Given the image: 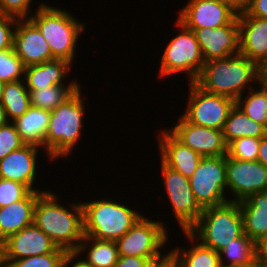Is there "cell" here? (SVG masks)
<instances>
[{"instance_id":"4","label":"cell","mask_w":267,"mask_h":267,"mask_svg":"<svg viewBox=\"0 0 267 267\" xmlns=\"http://www.w3.org/2000/svg\"><path fill=\"white\" fill-rule=\"evenodd\" d=\"M111 197H100L81 201L83 208V232L103 241L116 242L124 236L144 214L139 209ZM83 202V203H82ZM136 208V209H135ZM140 211V212H139Z\"/></svg>"},{"instance_id":"7","label":"cell","mask_w":267,"mask_h":267,"mask_svg":"<svg viewBox=\"0 0 267 267\" xmlns=\"http://www.w3.org/2000/svg\"><path fill=\"white\" fill-rule=\"evenodd\" d=\"M174 26L177 34L169 38L164 51L160 55V66L158 67L159 80L166 79L173 75H186L189 82H195L201 74L205 61L194 32L187 28L178 19ZM161 77V78H160Z\"/></svg>"},{"instance_id":"21","label":"cell","mask_w":267,"mask_h":267,"mask_svg":"<svg viewBox=\"0 0 267 267\" xmlns=\"http://www.w3.org/2000/svg\"><path fill=\"white\" fill-rule=\"evenodd\" d=\"M73 65L66 60L54 59L38 65L25 67L24 81L28 91L39 90L53 85L79 83L77 77L69 76ZM69 77V79H67ZM69 80V81H68ZM67 81V82H66Z\"/></svg>"},{"instance_id":"12","label":"cell","mask_w":267,"mask_h":267,"mask_svg":"<svg viewBox=\"0 0 267 267\" xmlns=\"http://www.w3.org/2000/svg\"><path fill=\"white\" fill-rule=\"evenodd\" d=\"M226 182L228 200L241 202L256 192L267 191V167L258 160L244 161L226 155Z\"/></svg>"},{"instance_id":"2","label":"cell","mask_w":267,"mask_h":267,"mask_svg":"<svg viewBox=\"0 0 267 267\" xmlns=\"http://www.w3.org/2000/svg\"><path fill=\"white\" fill-rule=\"evenodd\" d=\"M81 86L64 103L58 105L50 112V120L44 140V151L47 153L49 163L58 162L62 158L72 157L74 148L78 146L86 127L85 94ZM58 159V160H57Z\"/></svg>"},{"instance_id":"3","label":"cell","mask_w":267,"mask_h":267,"mask_svg":"<svg viewBox=\"0 0 267 267\" xmlns=\"http://www.w3.org/2000/svg\"><path fill=\"white\" fill-rule=\"evenodd\" d=\"M259 67L241 53L205 62L195 83L204 91L234 100L258 84Z\"/></svg>"},{"instance_id":"49","label":"cell","mask_w":267,"mask_h":267,"mask_svg":"<svg viewBox=\"0 0 267 267\" xmlns=\"http://www.w3.org/2000/svg\"><path fill=\"white\" fill-rule=\"evenodd\" d=\"M156 267H175L170 260H168L166 263H163L159 266H156Z\"/></svg>"},{"instance_id":"45","label":"cell","mask_w":267,"mask_h":267,"mask_svg":"<svg viewBox=\"0 0 267 267\" xmlns=\"http://www.w3.org/2000/svg\"><path fill=\"white\" fill-rule=\"evenodd\" d=\"M258 84L267 93V67L266 66L259 67Z\"/></svg>"},{"instance_id":"37","label":"cell","mask_w":267,"mask_h":267,"mask_svg":"<svg viewBox=\"0 0 267 267\" xmlns=\"http://www.w3.org/2000/svg\"><path fill=\"white\" fill-rule=\"evenodd\" d=\"M23 145L25 143L21 140L13 122L9 121L0 127V160Z\"/></svg>"},{"instance_id":"24","label":"cell","mask_w":267,"mask_h":267,"mask_svg":"<svg viewBox=\"0 0 267 267\" xmlns=\"http://www.w3.org/2000/svg\"><path fill=\"white\" fill-rule=\"evenodd\" d=\"M244 233L258 246L267 239V191L256 192L240 202Z\"/></svg>"},{"instance_id":"47","label":"cell","mask_w":267,"mask_h":267,"mask_svg":"<svg viewBox=\"0 0 267 267\" xmlns=\"http://www.w3.org/2000/svg\"><path fill=\"white\" fill-rule=\"evenodd\" d=\"M8 122L9 120L6 115V111L4 107L2 106V104L0 103V127Z\"/></svg>"},{"instance_id":"17","label":"cell","mask_w":267,"mask_h":267,"mask_svg":"<svg viewBox=\"0 0 267 267\" xmlns=\"http://www.w3.org/2000/svg\"><path fill=\"white\" fill-rule=\"evenodd\" d=\"M205 62L239 54L238 16L229 24L211 29L192 30Z\"/></svg>"},{"instance_id":"27","label":"cell","mask_w":267,"mask_h":267,"mask_svg":"<svg viewBox=\"0 0 267 267\" xmlns=\"http://www.w3.org/2000/svg\"><path fill=\"white\" fill-rule=\"evenodd\" d=\"M222 131L227 145L245 136L262 138L267 135V128L250 119L236 104L231 109Z\"/></svg>"},{"instance_id":"16","label":"cell","mask_w":267,"mask_h":267,"mask_svg":"<svg viewBox=\"0 0 267 267\" xmlns=\"http://www.w3.org/2000/svg\"><path fill=\"white\" fill-rule=\"evenodd\" d=\"M177 15L187 28L196 30L225 26L238 16V12L218 0H188Z\"/></svg>"},{"instance_id":"44","label":"cell","mask_w":267,"mask_h":267,"mask_svg":"<svg viewBox=\"0 0 267 267\" xmlns=\"http://www.w3.org/2000/svg\"><path fill=\"white\" fill-rule=\"evenodd\" d=\"M220 267H264L260 256L258 255L252 262L232 264V265H221Z\"/></svg>"},{"instance_id":"26","label":"cell","mask_w":267,"mask_h":267,"mask_svg":"<svg viewBox=\"0 0 267 267\" xmlns=\"http://www.w3.org/2000/svg\"><path fill=\"white\" fill-rule=\"evenodd\" d=\"M91 267H115L119 254L116 242L84 236L74 252Z\"/></svg>"},{"instance_id":"32","label":"cell","mask_w":267,"mask_h":267,"mask_svg":"<svg viewBox=\"0 0 267 267\" xmlns=\"http://www.w3.org/2000/svg\"><path fill=\"white\" fill-rule=\"evenodd\" d=\"M25 66L13 48L0 50V80L8 83L23 80Z\"/></svg>"},{"instance_id":"22","label":"cell","mask_w":267,"mask_h":267,"mask_svg":"<svg viewBox=\"0 0 267 267\" xmlns=\"http://www.w3.org/2000/svg\"><path fill=\"white\" fill-rule=\"evenodd\" d=\"M42 192L31 191L25 198L0 207V244L12 234L34 223V209Z\"/></svg>"},{"instance_id":"41","label":"cell","mask_w":267,"mask_h":267,"mask_svg":"<svg viewBox=\"0 0 267 267\" xmlns=\"http://www.w3.org/2000/svg\"><path fill=\"white\" fill-rule=\"evenodd\" d=\"M63 267H91V266L86 264L74 252H72L66 255Z\"/></svg>"},{"instance_id":"23","label":"cell","mask_w":267,"mask_h":267,"mask_svg":"<svg viewBox=\"0 0 267 267\" xmlns=\"http://www.w3.org/2000/svg\"><path fill=\"white\" fill-rule=\"evenodd\" d=\"M181 234L188 242V246L179 243V245L172 247L171 250H167L169 251V260L175 267L221 266L219 252L201 244L188 231H183Z\"/></svg>"},{"instance_id":"8","label":"cell","mask_w":267,"mask_h":267,"mask_svg":"<svg viewBox=\"0 0 267 267\" xmlns=\"http://www.w3.org/2000/svg\"><path fill=\"white\" fill-rule=\"evenodd\" d=\"M161 219L149 218L143 214L131 229L116 241L119 256L147 258L156 266L169 260V251L165 248L171 233ZM169 232V233H168ZM164 252V254H163Z\"/></svg>"},{"instance_id":"14","label":"cell","mask_w":267,"mask_h":267,"mask_svg":"<svg viewBox=\"0 0 267 267\" xmlns=\"http://www.w3.org/2000/svg\"><path fill=\"white\" fill-rule=\"evenodd\" d=\"M47 253H68L58 248L34 223L9 236L0 244V261H14Z\"/></svg>"},{"instance_id":"20","label":"cell","mask_w":267,"mask_h":267,"mask_svg":"<svg viewBox=\"0 0 267 267\" xmlns=\"http://www.w3.org/2000/svg\"><path fill=\"white\" fill-rule=\"evenodd\" d=\"M156 138L159 159L166 166L190 178L197 169L202 156L183 145L165 127H162Z\"/></svg>"},{"instance_id":"46","label":"cell","mask_w":267,"mask_h":267,"mask_svg":"<svg viewBox=\"0 0 267 267\" xmlns=\"http://www.w3.org/2000/svg\"><path fill=\"white\" fill-rule=\"evenodd\" d=\"M259 256L264 267H267V239L259 245Z\"/></svg>"},{"instance_id":"42","label":"cell","mask_w":267,"mask_h":267,"mask_svg":"<svg viewBox=\"0 0 267 267\" xmlns=\"http://www.w3.org/2000/svg\"><path fill=\"white\" fill-rule=\"evenodd\" d=\"M257 160L267 167V135L260 138L259 153Z\"/></svg>"},{"instance_id":"1","label":"cell","mask_w":267,"mask_h":267,"mask_svg":"<svg viewBox=\"0 0 267 267\" xmlns=\"http://www.w3.org/2000/svg\"><path fill=\"white\" fill-rule=\"evenodd\" d=\"M50 190L43 191L37 198L34 224L52 239L58 248L68 253L75 252L84 237L81 201L72 202L69 199V203L67 201L62 204L59 194Z\"/></svg>"},{"instance_id":"19","label":"cell","mask_w":267,"mask_h":267,"mask_svg":"<svg viewBox=\"0 0 267 267\" xmlns=\"http://www.w3.org/2000/svg\"><path fill=\"white\" fill-rule=\"evenodd\" d=\"M239 51L258 67L267 64V18L238 13Z\"/></svg>"},{"instance_id":"10","label":"cell","mask_w":267,"mask_h":267,"mask_svg":"<svg viewBox=\"0 0 267 267\" xmlns=\"http://www.w3.org/2000/svg\"><path fill=\"white\" fill-rule=\"evenodd\" d=\"M188 98L181 114L188 122L203 127L223 130L235 100L204 91L195 82H189Z\"/></svg>"},{"instance_id":"30","label":"cell","mask_w":267,"mask_h":267,"mask_svg":"<svg viewBox=\"0 0 267 267\" xmlns=\"http://www.w3.org/2000/svg\"><path fill=\"white\" fill-rule=\"evenodd\" d=\"M258 255L259 246L245 233L219 251L221 265L252 262Z\"/></svg>"},{"instance_id":"5","label":"cell","mask_w":267,"mask_h":267,"mask_svg":"<svg viewBox=\"0 0 267 267\" xmlns=\"http://www.w3.org/2000/svg\"><path fill=\"white\" fill-rule=\"evenodd\" d=\"M28 19L44 36L52 56L55 59L66 60L74 66L78 42L86 32L87 24L64 7L53 4L37 9Z\"/></svg>"},{"instance_id":"36","label":"cell","mask_w":267,"mask_h":267,"mask_svg":"<svg viewBox=\"0 0 267 267\" xmlns=\"http://www.w3.org/2000/svg\"><path fill=\"white\" fill-rule=\"evenodd\" d=\"M32 3L33 0H0V13L24 19L28 18L37 9L47 5L46 2L41 1V3L38 2V7L36 6L33 9L34 5Z\"/></svg>"},{"instance_id":"13","label":"cell","mask_w":267,"mask_h":267,"mask_svg":"<svg viewBox=\"0 0 267 267\" xmlns=\"http://www.w3.org/2000/svg\"><path fill=\"white\" fill-rule=\"evenodd\" d=\"M173 127H165L183 145L190 147L202 157L227 155V144L223 131L188 122L182 115L177 116Z\"/></svg>"},{"instance_id":"15","label":"cell","mask_w":267,"mask_h":267,"mask_svg":"<svg viewBox=\"0 0 267 267\" xmlns=\"http://www.w3.org/2000/svg\"><path fill=\"white\" fill-rule=\"evenodd\" d=\"M39 152L45 154L43 157H48L44 149L32 144H25L12 151L0 160V178L19 182L31 191H46L47 189L38 188L39 183L36 182L39 179L38 173L41 172L38 170V161L42 157Z\"/></svg>"},{"instance_id":"48","label":"cell","mask_w":267,"mask_h":267,"mask_svg":"<svg viewBox=\"0 0 267 267\" xmlns=\"http://www.w3.org/2000/svg\"><path fill=\"white\" fill-rule=\"evenodd\" d=\"M5 84H6L5 82L0 80V103H1V99H2V95H3Z\"/></svg>"},{"instance_id":"39","label":"cell","mask_w":267,"mask_h":267,"mask_svg":"<svg viewBox=\"0 0 267 267\" xmlns=\"http://www.w3.org/2000/svg\"><path fill=\"white\" fill-rule=\"evenodd\" d=\"M115 267H156V265L147 258L119 256Z\"/></svg>"},{"instance_id":"25","label":"cell","mask_w":267,"mask_h":267,"mask_svg":"<svg viewBox=\"0 0 267 267\" xmlns=\"http://www.w3.org/2000/svg\"><path fill=\"white\" fill-rule=\"evenodd\" d=\"M50 120V111L30 106L13 124L21 140L25 144H32L44 149V140Z\"/></svg>"},{"instance_id":"38","label":"cell","mask_w":267,"mask_h":267,"mask_svg":"<svg viewBox=\"0 0 267 267\" xmlns=\"http://www.w3.org/2000/svg\"><path fill=\"white\" fill-rule=\"evenodd\" d=\"M18 18L0 13V50L13 48V36Z\"/></svg>"},{"instance_id":"11","label":"cell","mask_w":267,"mask_h":267,"mask_svg":"<svg viewBox=\"0 0 267 267\" xmlns=\"http://www.w3.org/2000/svg\"><path fill=\"white\" fill-rule=\"evenodd\" d=\"M189 182L195 199L202 208L228 202L226 155L202 157Z\"/></svg>"},{"instance_id":"6","label":"cell","mask_w":267,"mask_h":267,"mask_svg":"<svg viewBox=\"0 0 267 267\" xmlns=\"http://www.w3.org/2000/svg\"><path fill=\"white\" fill-rule=\"evenodd\" d=\"M188 232L204 246L219 252L244 233L240 202L203 208L199 220Z\"/></svg>"},{"instance_id":"18","label":"cell","mask_w":267,"mask_h":267,"mask_svg":"<svg viewBox=\"0 0 267 267\" xmlns=\"http://www.w3.org/2000/svg\"><path fill=\"white\" fill-rule=\"evenodd\" d=\"M13 49L25 67L55 59L44 36L28 18L17 21Z\"/></svg>"},{"instance_id":"9","label":"cell","mask_w":267,"mask_h":267,"mask_svg":"<svg viewBox=\"0 0 267 267\" xmlns=\"http://www.w3.org/2000/svg\"><path fill=\"white\" fill-rule=\"evenodd\" d=\"M161 177L165 187L167 207L170 206L175 222L178 223L181 232L188 231L200 218L203 208L199 205L190 186L189 178L178 171L166 166L159 160Z\"/></svg>"},{"instance_id":"29","label":"cell","mask_w":267,"mask_h":267,"mask_svg":"<svg viewBox=\"0 0 267 267\" xmlns=\"http://www.w3.org/2000/svg\"><path fill=\"white\" fill-rule=\"evenodd\" d=\"M1 104L10 122L22 116L31 106L24 79L5 84Z\"/></svg>"},{"instance_id":"33","label":"cell","mask_w":267,"mask_h":267,"mask_svg":"<svg viewBox=\"0 0 267 267\" xmlns=\"http://www.w3.org/2000/svg\"><path fill=\"white\" fill-rule=\"evenodd\" d=\"M68 253H47L14 261H0V267H63Z\"/></svg>"},{"instance_id":"28","label":"cell","mask_w":267,"mask_h":267,"mask_svg":"<svg viewBox=\"0 0 267 267\" xmlns=\"http://www.w3.org/2000/svg\"><path fill=\"white\" fill-rule=\"evenodd\" d=\"M81 86V82L67 83L63 85H53L39 90H32L29 92L30 104L33 107L51 112L58 105L70 98Z\"/></svg>"},{"instance_id":"40","label":"cell","mask_w":267,"mask_h":267,"mask_svg":"<svg viewBox=\"0 0 267 267\" xmlns=\"http://www.w3.org/2000/svg\"><path fill=\"white\" fill-rule=\"evenodd\" d=\"M245 12L250 16L267 18V0H249Z\"/></svg>"},{"instance_id":"34","label":"cell","mask_w":267,"mask_h":267,"mask_svg":"<svg viewBox=\"0 0 267 267\" xmlns=\"http://www.w3.org/2000/svg\"><path fill=\"white\" fill-rule=\"evenodd\" d=\"M260 138L242 137L227 145V155L244 161H256L259 153Z\"/></svg>"},{"instance_id":"31","label":"cell","mask_w":267,"mask_h":267,"mask_svg":"<svg viewBox=\"0 0 267 267\" xmlns=\"http://www.w3.org/2000/svg\"><path fill=\"white\" fill-rule=\"evenodd\" d=\"M235 104L250 119L267 128V93L259 84L237 98Z\"/></svg>"},{"instance_id":"35","label":"cell","mask_w":267,"mask_h":267,"mask_svg":"<svg viewBox=\"0 0 267 267\" xmlns=\"http://www.w3.org/2000/svg\"><path fill=\"white\" fill-rule=\"evenodd\" d=\"M31 190L19 182L0 178V207L25 198Z\"/></svg>"},{"instance_id":"43","label":"cell","mask_w":267,"mask_h":267,"mask_svg":"<svg viewBox=\"0 0 267 267\" xmlns=\"http://www.w3.org/2000/svg\"><path fill=\"white\" fill-rule=\"evenodd\" d=\"M231 6L238 13L244 12L248 6L249 0H218Z\"/></svg>"}]
</instances>
